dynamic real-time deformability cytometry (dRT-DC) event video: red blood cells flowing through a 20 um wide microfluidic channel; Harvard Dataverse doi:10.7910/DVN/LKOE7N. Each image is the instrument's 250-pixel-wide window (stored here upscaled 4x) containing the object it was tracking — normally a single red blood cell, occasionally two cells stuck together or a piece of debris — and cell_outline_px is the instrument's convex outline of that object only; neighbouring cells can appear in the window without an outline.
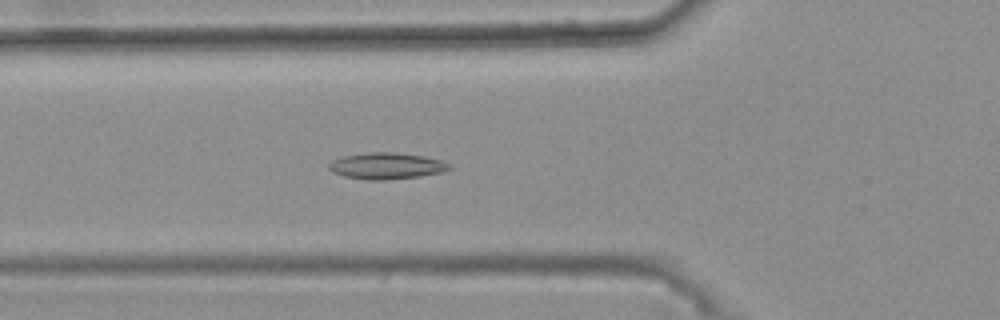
{"species": "common noctule bat (a hibernating species)", "species_latin": "Nyctalus noctula", "temperature_condition": "warm", "stored_images_in_passage": 44, "camera_frame_rate_fps": 3000, "um_per_image_px": 0.085, "animal": {"sex": "female", "body_mass_g": 25.1}, "frame": {"image": 1, "passage_image": 19, "time_ms": 6.0, "image_size_px": [1000, 320], "cell_outline_px": [[452, 168], [440, 172], [420, 176], [384, 180], [368, 180], [344, 176], [332, 172], [328, 168], [328, 164], [332, 160], [344, 156], [368, 152], [392, 152], [424, 156], [440, 160], [448, 164]], "centroid_in_image_um": [32.81, 14.1], "position_along_channel_um": 93.0, "area_um2": 18.38}}
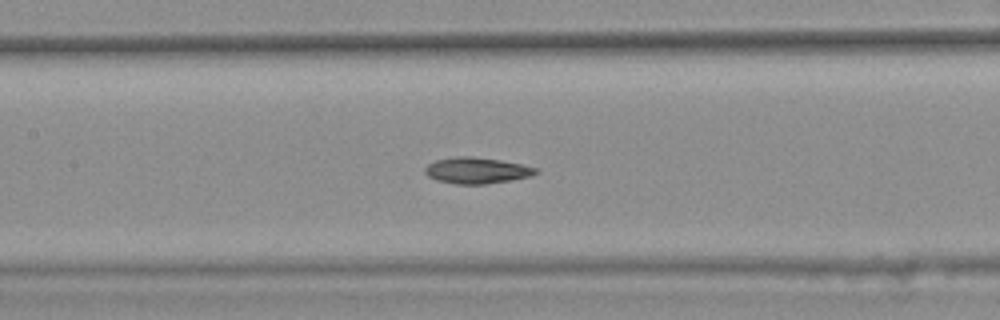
{"frame": {"image": 2, "passage_image": 25, "time_ms": 8.0, "image_size_px": [1000, 320], "cell_outline_px": [[536, 172], [532, 176], [512, 180], [484, 184], [456, 184], [436, 180], [428, 176], [424, 172], [424, 168], [428, 164], [436, 160], [456, 156], [472, 156], [500, 160], [520, 164], [536, 168]], "centroid_in_image_um": [40.48, 14.49], "position_along_channel_um": 166.9, "area_um2": 16.82}}
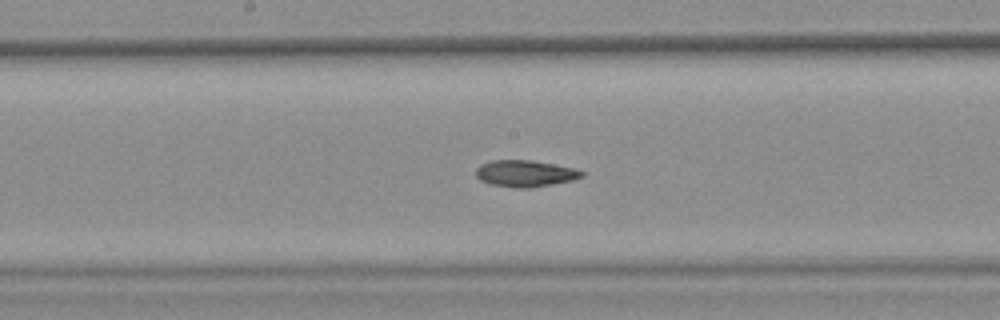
{"frame": {"image": 3, "passage_image": 28, "time_ms": 9.0, "image_size_px": [1000, 320], "cell_outline_px": [[584, 176], [572, 180], [552, 184], [528, 188], [516, 188], [488, 184], [480, 180], [476, 176], [476, 168], [480, 164], [492, 160], [528, 160], [552, 164], [572, 168], [584, 172]], "centroid_in_image_um": [44.58, 14.75], "position_along_channel_um": 203.6, "area_um2": 16.3}, "authors_computed_cell_mechanics": {"area_um2": 18.0625, "velocity_mm_per_s": 3.6852, "shape_relaxation_time_tau1_ms": null, "shape_relaxation_time_tau2_ms": 5.5156, "deformation_change_tau1": null, "deformation_change_tau2": 0.1106}}